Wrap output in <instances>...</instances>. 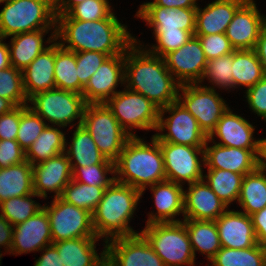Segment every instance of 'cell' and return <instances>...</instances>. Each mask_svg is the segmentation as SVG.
I'll list each match as a JSON object with an SVG mask.
<instances>
[{
	"label": "cell",
	"mask_w": 266,
	"mask_h": 266,
	"mask_svg": "<svg viewBox=\"0 0 266 266\" xmlns=\"http://www.w3.org/2000/svg\"><path fill=\"white\" fill-rule=\"evenodd\" d=\"M257 169L266 171V138L259 140L257 153Z\"/></svg>",
	"instance_id": "obj_58"
},
{
	"label": "cell",
	"mask_w": 266,
	"mask_h": 266,
	"mask_svg": "<svg viewBox=\"0 0 266 266\" xmlns=\"http://www.w3.org/2000/svg\"><path fill=\"white\" fill-rule=\"evenodd\" d=\"M137 42L134 38L125 50L126 88L144 95L159 109L178 101L180 84L167 69L164 59L149 50H141L135 45Z\"/></svg>",
	"instance_id": "obj_2"
},
{
	"label": "cell",
	"mask_w": 266,
	"mask_h": 266,
	"mask_svg": "<svg viewBox=\"0 0 266 266\" xmlns=\"http://www.w3.org/2000/svg\"><path fill=\"white\" fill-rule=\"evenodd\" d=\"M210 261L212 266H266V252L259 243L246 249L221 247Z\"/></svg>",
	"instance_id": "obj_37"
},
{
	"label": "cell",
	"mask_w": 266,
	"mask_h": 266,
	"mask_svg": "<svg viewBox=\"0 0 266 266\" xmlns=\"http://www.w3.org/2000/svg\"><path fill=\"white\" fill-rule=\"evenodd\" d=\"M16 106L8 99L0 97V116L10 112Z\"/></svg>",
	"instance_id": "obj_60"
},
{
	"label": "cell",
	"mask_w": 266,
	"mask_h": 266,
	"mask_svg": "<svg viewBox=\"0 0 266 266\" xmlns=\"http://www.w3.org/2000/svg\"><path fill=\"white\" fill-rule=\"evenodd\" d=\"M84 1L85 0H57L55 3V14H66L73 6Z\"/></svg>",
	"instance_id": "obj_57"
},
{
	"label": "cell",
	"mask_w": 266,
	"mask_h": 266,
	"mask_svg": "<svg viewBox=\"0 0 266 266\" xmlns=\"http://www.w3.org/2000/svg\"><path fill=\"white\" fill-rule=\"evenodd\" d=\"M64 153L68 156L71 167H86L93 164H115L101 154L91 134L82 124L77 125L73 133L72 143Z\"/></svg>",
	"instance_id": "obj_30"
},
{
	"label": "cell",
	"mask_w": 266,
	"mask_h": 266,
	"mask_svg": "<svg viewBox=\"0 0 266 266\" xmlns=\"http://www.w3.org/2000/svg\"><path fill=\"white\" fill-rule=\"evenodd\" d=\"M165 112H169L171 116L165 119ZM165 128L168 129V133L153 135L159 142L204 147L208 139L195 117L179 101L159 110L156 130L164 132Z\"/></svg>",
	"instance_id": "obj_11"
},
{
	"label": "cell",
	"mask_w": 266,
	"mask_h": 266,
	"mask_svg": "<svg viewBox=\"0 0 266 266\" xmlns=\"http://www.w3.org/2000/svg\"><path fill=\"white\" fill-rule=\"evenodd\" d=\"M35 196L39 197L35 193H32L3 201L0 203V214L13 226L26 221L43 209V206L32 200L31 197Z\"/></svg>",
	"instance_id": "obj_40"
},
{
	"label": "cell",
	"mask_w": 266,
	"mask_h": 266,
	"mask_svg": "<svg viewBox=\"0 0 266 266\" xmlns=\"http://www.w3.org/2000/svg\"><path fill=\"white\" fill-rule=\"evenodd\" d=\"M13 225L0 214V247L4 246L10 253L13 237Z\"/></svg>",
	"instance_id": "obj_55"
},
{
	"label": "cell",
	"mask_w": 266,
	"mask_h": 266,
	"mask_svg": "<svg viewBox=\"0 0 266 266\" xmlns=\"http://www.w3.org/2000/svg\"><path fill=\"white\" fill-rule=\"evenodd\" d=\"M52 243L49 218L43 208L26 221L14 225L10 253L21 255L32 251H42Z\"/></svg>",
	"instance_id": "obj_19"
},
{
	"label": "cell",
	"mask_w": 266,
	"mask_h": 266,
	"mask_svg": "<svg viewBox=\"0 0 266 266\" xmlns=\"http://www.w3.org/2000/svg\"><path fill=\"white\" fill-rule=\"evenodd\" d=\"M8 0H0V3H4L7 2Z\"/></svg>",
	"instance_id": "obj_61"
},
{
	"label": "cell",
	"mask_w": 266,
	"mask_h": 266,
	"mask_svg": "<svg viewBox=\"0 0 266 266\" xmlns=\"http://www.w3.org/2000/svg\"><path fill=\"white\" fill-rule=\"evenodd\" d=\"M47 125L48 124H46V122L29 107V105H21L20 124L16 141L26 152Z\"/></svg>",
	"instance_id": "obj_41"
},
{
	"label": "cell",
	"mask_w": 266,
	"mask_h": 266,
	"mask_svg": "<svg viewBox=\"0 0 266 266\" xmlns=\"http://www.w3.org/2000/svg\"><path fill=\"white\" fill-rule=\"evenodd\" d=\"M246 0H215L203 10L197 6L194 35L225 33L236 10Z\"/></svg>",
	"instance_id": "obj_25"
},
{
	"label": "cell",
	"mask_w": 266,
	"mask_h": 266,
	"mask_svg": "<svg viewBox=\"0 0 266 266\" xmlns=\"http://www.w3.org/2000/svg\"><path fill=\"white\" fill-rule=\"evenodd\" d=\"M98 237H82L54 242L64 266H104L106 264L105 247L97 254L96 241Z\"/></svg>",
	"instance_id": "obj_28"
},
{
	"label": "cell",
	"mask_w": 266,
	"mask_h": 266,
	"mask_svg": "<svg viewBox=\"0 0 266 266\" xmlns=\"http://www.w3.org/2000/svg\"><path fill=\"white\" fill-rule=\"evenodd\" d=\"M208 142L209 139L204 146V166L208 169L229 170L243 176L257 169L258 149L225 147L215 141L208 147Z\"/></svg>",
	"instance_id": "obj_20"
},
{
	"label": "cell",
	"mask_w": 266,
	"mask_h": 266,
	"mask_svg": "<svg viewBox=\"0 0 266 266\" xmlns=\"http://www.w3.org/2000/svg\"><path fill=\"white\" fill-rule=\"evenodd\" d=\"M247 215L266 207V172L256 169L243 176L239 199L237 201Z\"/></svg>",
	"instance_id": "obj_34"
},
{
	"label": "cell",
	"mask_w": 266,
	"mask_h": 266,
	"mask_svg": "<svg viewBox=\"0 0 266 266\" xmlns=\"http://www.w3.org/2000/svg\"><path fill=\"white\" fill-rule=\"evenodd\" d=\"M246 98L254 113L266 120V75L246 90Z\"/></svg>",
	"instance_id": "obj_50"
},
{
	"label": "cell",
	"mask_w": 266,
	"mask_h": 266,
	"mask_svg": "<svg viewBox=\"0 0 266 266\" xmlns=\"http://www.w3.org/2000/svg\"><path fill=\"white\" fill-rule=\"evenodd\" d=\"M141 6H161L165 8H197L196 0H154Z\"/></svg>",
	"instance_id": "obj_54"
},
{
	"label": "cell",
	"mask_w": 266,
	"mask_h": 266,
	"mask_svg": "<svg viewBox=\"0 0 266 266\" xmlns=\"http://www.w3.org/2000/svg\"><path fill=\"white\" fill-rule=\"evenodd\" d=\"M140 233L166 266H194L195 255L182 221L147 224Z\"/></svg>",
	"instance_id": "obj_6"
},
{
	"label": "cell",
	"mask_w": 266,
	"mask_h": 266,
	"mask_svg": "<svg viewBox=\"0 0 266 266\" xmlns=\"http://www.w3.org/2000/svg\"><path fill=\"white\" fill-rule=\"evenodd\" d=\"M20 124V106L0 116V140H16Z\"/></svg>",
	"instance_id": "obj_51"
},
{
	"label": "cell",
	"mask_w": 266,
	"mask_h": 266,
	"mask_svg": "<svg viewBox=\"0 0 266 266\" xmlns=\"http://www.w3.org/2000/svg\"><path fill=\"white\" fill-rule=\"evenodd\" d=\"M205 181L212 191L227 205L234 200L238 201L242 174H237L229 170L208 169V174L204 175Z\"/></svg>",
	"instance_id": "obj_38"
},
{
	"label": "cell",
	"mask_w": 266,
	"mask_h": 266,
	"mask_svg": "<svg viewBox=\"0 0 266 266\" xmlns=\"http://www.w3.org/2000/svg\"><path fill=\"white\" fill-rule=\"evenodd\" d=\"M266 74V25L262 28L254 48Z\"/></svg>",
	"instance_id": "obj_56"
},
{
	"label": "cell",
	"mask_w": 266,
	"mask_h": 266,
	"mask_svg": "<svg viewBox=\"0 0 266 266\" xmlns=\"http://www.w3.org/2000/svg\"><path fill=\"white\" fill-rule=\"evenodd\" d=\"M157 45L152 46L149 51L157 56L164 57L171 51L183 46L192 36L188 31L181 30H154Z\"/></svg>",
	"instance_id": "obj_46"
},
{
	"label": "cell",
	"mask_w": 266,
	"mask_h": 266,
	"mask_svg": "<svg viewBox=\"0 0 266 266\" xmlns=\"http://www.w3.org/2000/svg\"><path fill=\"white\" fill-rule=\"evenodd\" d=\"M32 167L34 193L41 198H46L48 191L56 193L55 198L61 197L64 188L72 180L70 160L65 153Z\"/></svg>",
	"instance_id": "obj_18"
},
{
	"label": "cell",
	"mask_w": 266,
	"mask_h": 266,
	"mask_svg": "<svg viewBox=\"0 0 266 266\" xmlns=\"http://www.w3.org/2000/svg\"><path fill=\"white\" fill-rule=\"evenodd\" d=\"M152 146L131 136L115 162V181L140 190L166 180L165 165L159 141L152 136ZM120 176V177H119Z\"/></svg>",
	"instance_id": "obj_3"
},
{
	"label": "cell",
	"mask_w": 266,
	"mask_h": 266,
	"mask_svg": "<svg viewBox=\"0 0 266 266\" xmlns=\"http://www.w3.org/2000/svg\"><path fill=\"white\" fill-rule=\"evenodd\" d=\"M0 97L10 100L15 106L28 105L22 71L13 66L0 70Z\"/></svg>",
	"instance_id": "obj_42"
},
{
	"label": "cell",
	"mask_w": 266,
	"mask_h": 266,
	"mask_svg": "<svg viewBox=\"0 0 266 266\" xmlns=\"http://www.w3.org/2000/svg\"><path fill=\"white\" fill-rule=\"evenodd\" d=\"M163 59L167 69L180 85L203 82L208 60L197 36H191L183 46L169 52Z\"/></svg>",
	"instance_id": "obj_15"
},
{
	"label": "cell",
	"mask_w": 266,
	"mask_h": 266,
	"mask_svg": "<svg viewBox=\"0 0 266 266\" xmlns=\"http://www.w3.org/2000/svg\"><path fill=\"white\" fill-rule=\"evenodd\" d=\"M59 38L62 39L59 44L67 50L101 52L109 57L125 54L127 47L134 41L114 13L96 21L71 19L66 14L56 15L55 40ZM66 42L69 43L67 46Z\"/></svg>",
	"instance_id": "obj_1"
},
{
	"label": "cell",
	"mask_w": 266,
	"mask_h": 266,
	"mask_svg": "<svg viewBox=\"0 0 266 266\" xmlns=\"http://www.w3.org/2000/svg\"><path fill=\"white\" fill-rule=\"evenodd\" d=\"M55 42L40 53L23 71V88L26 97L56 88L54 78Z\"/></svg>",
	"instance_id": "obj_26"
},
{
	"label": "cell",
	"mask_w": 266,
	"mask_h": 266,
	"mask_svg": "<svg viewBox=\"0 0 266 266\" xmlns=\"http://www.w3.org/2000/svg\"><path fill=\"white\" fill-rule=\"evenodd\" d=\"M182 222L186 225L194 255L198 250L202 254L206 253L210 261L221 249L215 221L184 219Z\"/></svg>",
	"instance_id": "obj_32"
},
{
	"label": "cell",
	"mask_w": 266,
	"mask_h": 266,
	"mask_svg": "<svg viewBox=\"0 0 266 266\" xmlns=\"http://www.w3.org/2000/svg\"><path fill=\"white\" fill-rule=\"evenodd\" d=\"M195 36L198 37L207 60L226 56L235 51L225 33Z\"/></svg>",
	"instance_id": "obj_48"
},
{
	"label": "cell",
	"mask_w": 266,
	"mask_h": 266,
	"mask_svg": "<svg viewBox=\"0 0 266 266\" xmlns=\"http://www.w3.org/2000/svg\"><path fill=\"white\" fill-rule=\"evenodd\" d=\"M42 250H44L45 253L43 252L42 256L36 260L34 266H64L57 249L52 244Z\"/></svg>",
	"instance_id": "obj_53"
},
{
	"label": "cell",
	"mask_w": 266,
	"mask_h": 266,
	"mask_svg": "<svg viewBox=\"0 0 266 266\" xmlns=\"http://www.w3.org/2000/svg\"><path fill=\"white\" fill-rule=\"evenodd\" d=\"M76 69L79 82L85 87L90 77L97 71L102 63L109 57L101 52L83 51L75 52Z\"/></svg>",
	"instance_id": "obj_47"
},
{
	"label": "cell",
	"mask_w": 266,
	"mask_h": 266,
	"mask_svg": "<svg viewBox=\"0 0 266 266\" xmlns=\"http://www.w3.org/2000/svg\"><path fill=\"white\" fill-rule=\"evenodd\" d=\"M74 51L55 43L54 78L56 88L82 94L84 86L79 82Z\"/></svg>",
	"instance_id": "obj_35"
},
{
	"label": "cell",
	"mask_w": 266,
	"mask_h": 266,
	"mask_svg": "<svg viewBox=\"0 0 266 266\" xmlns=\"http://www.w3.org/2000/svg\"><path fill=\"white\" fill-rule=\"evenodd\" d=\"M43 208L49 218L53 243L82 237H97L91 212L76 207L61 197H54L51 205H44Z\"/></svg>",
	"instance_id": "obj_10"
},
{
	"label": "cell",
	"mask_w": 266,
	"mask_h": 266,
	"mask_svg": "<svg viewBox=\"0 0 266 266\" xmlns=\"http://www.w3.org/2000/svg\"><path fill=\"white\" fill-rule=\"evenodd\" d=\"M52 27L54 30L48 43L56 42L55 3L51 0H8L0 12L2 39L20 33L49 30Z\"/></svg>",
	"instance_id": "obj_5"
},
{
	"label": "cell",
	"mask_w": 266,
	"mask_h": 266,
	"mask_svg": "<svg viewBox=\"0 0 266 266\" xmlns=\"http://www.w3.org/2000/svg\"><path fill=\"white\" fill-rule=\"evenodd\" d=\"M118 82L125 83V54L108 57L90 77L82 95L87 104L105 103L117 93Z\"/></svg>",
	"instance_id": "obj_16"
},
{
	"label": "cell",
	"mask_w": 266,
	"mask_h": 266,
	"mask_svg": "<svg viewBox=\"0 0 266 266\" xmlns=\"http://www.w3.org/2000/svg\"><path fill=\"white\" fill-rule=\"evenodd\" d=\"M107 187H97L71 180L64 188L61 198L91 213L96 209Z\"/></svg>",
	"instance_id": "obj_39"
},
{
	"label": "cell",
	"mask_w": 266,
	"mask_h": 266,
	"mask_svg": "<svg viewBox=\"0 0 266 266\" xmlns=\"http://www.w3.org/2000/svg\"><path fill=\"white\" fill-rule=\"evenodd\" d=\"M232 75L234 86H254L266 74L254 49L233 52Z\"/></svg>",
	"instance_id": "obj_36"
},
{
	"label": "cell",
	"mask_w": 266,
	"mask_h": 266,
	"mask_svg": "<svg viewBox=\"0 0 266 266\" xmlns=\"http://www.w3.org/2000/svg\"><path fill=\"white\" fill-rule=\"evenodd\" d=\"M26 161L25 151L16 140H0V168H7Z\"/></svg>",
	"instance_id": "obj_49"
},
{
	"label": "cell",
	"mask_w": 266,
	"mask_h": 266,
	"mask_svg": "<svg viewBox=\"0 0 266 266\" xmlns=\"http://www.w3.org/2000/svg\"><path fill=\"white\" fill-rule=\"evenodd\" d=\"M108 0H85L73 6L66 15L71 19L96 21L112 15Z\"/></svg>",
	"instance_id": "obj_45"
},
{
	"label": "cell",
	"mask_w": 266,
	"mask_h": 266,
	"mask_svg": "<svg viewBox=\"0 0 266 266\" xmlns=\"http://www.w3.org/2000/svg\"><path fill=\"white\" fill-rule=\"evenodd\" d=\"M215 224L221 247L246 249L258 243L251 217L241 211L226 210Z\"/></svg>",
	"instance_id": "obj_22"
},
{
	"label": "cell",
	"mask_w": 266,
	"mask_h": 266,
	"mask_svg": "<svg viewBox=\"0 0 266 266\" xmlns=\"http://www.w3.org/2000/svg\"><path fill=\"white\" fill-rule=\"evenodd\" d=\"M72 180L97 187H109L115 181L114 177H107L110 172L115 174V164H93L86 167H71Z\"/></svg>",
	"instance_id": "obj_43"
},
{
	"label": "cell",
	"mask_w": 266,
	"mask_h": 266,
	"mask_svg": "<svg viewBox=\"0 0 266 266\" xmlns=\"http://www.w3.org/2000/svg\"><path fill=\"white\" fill-rule=\"evenodd\" d=\"M257 241L260 245L266 243V207L250 215Z\"/></svg>",
	"instance_id": "obj_52"
},
{
	"label": "cell",
	"mask_w": 266,
	"mask_h": 266,
	"mask_svg": "<svg viewBox=\"0 0 266 266\" xmlns=\"http://www.w3.org/2000/svg\"><path fill=\"white\" fill-rule=\"evenodd\" d=\"M141 196L140 190L116 181L107 187L92 213L96 236L105 237L106 243L114 238L137 234L128 224Z\"/></svg>",
	"instance_id": "obj_4"
},
{
	"label": "cell",
	"mask_w": 266,
	"mask_h": 266,
	"mask_svg": "<svg viewBox=\"0 0 266 266\" xmlns=\"http://www.w3.org/2000/svg\"><path fill=\"white\" fill-rule=\"evenodd\" d=\"M266 17L260 15L253 0H246L235 12L225 32L235 50L254 49Z\"/></svg>",
	"instance_id": "obj_17"
},
{
	"label": "cell",
	"mask_w": 266,
	"mask_h": 266,
	"mask_svg": "<svg viewBox=\"0 0 266 266\" xmlns=\"http://www.w3.org/2000/svg\"><path fill=\"white\" fill-rule=\"evenodd\" d=\"M32 193L33 167L27 160L14 166L0 168V203L9 198Z\"/></svg>",
	"instance_id": "obj_29"
},
{
	"label": "cell",
	"mask_w": 266,
	"mask_h": 266,
	"mask_svg": "<svg viewBox=\"0 0 266 266\" xmlns=\"http://www.w3.org/2000/svg\"><path fill=\"white\" fill-rule=\"evenodd\" d=\"M254 126L243 117L232 113L231 109L221 116L217 122L216 128L210 133L208 139L214 140L218 136L221 142L216 144L225 147H234L241 149H258L259 140H254Z\"/></svg>",
	"instance_id": "obj_23"
},
{
	"label": "cell",
	"mask_w": 266,
	"mask_h": 266,
	"mask_svg": "<svg viewBox=\"0 0 266 266\" xmlns=\"http://www.w3.org/2000/svg\"><path fill=\"white\" fill-rule=\"evenodd\" d=\"M233 53L207 61L204 77L220 88H234L232 75Z\"/></svg>",
	"instance_id": "obj_44"
},
{
	"label": "cell",
	"mask_w": 266,
	"mask_h": 266,
	"mask_svg": "<svg viewBox=\"0 0 266 266\" xmlns=\"http://www.w3.org/2000/svg\"><path fill=\"white\" fill-rule=\"evenodd\" d=\"M105 257L107 266H166L141 233L109 240Z\"/></svg>",
	"instance_id": "obj_14"
},
{
	"label": "cell",
	"mask_w": 266,
	"mask_h": 266,
	"mask_svg": "<svg viewBox=\"0 0 266 266\" xmlns=\"http://www.w3.org/2000/svg\"><path fill=\"white\" fill-rule=\"evenodd\" d=\"M188 185V192L184 191V219L215 221L227 210L204 179Z\"/></svg>",
	"instance_id": "obj_21"
},
{
	"label": "cell",
	"mask_w": 266,
	"mask_h": 266,
	"mask_svg": "<svg viewBox=\"0 0 266 266\" xmlns=\"http://www.w3.org/2000/svg\"><path fill=\"white\" fill-rule=\"evenodd\" d=\"M48 31L37 30L13 35L11 45H8L11 66L23 71L40 53L47 49L48 47L43 45V34Z\"/></svg>",
	"instance_id": "obj_31"
},
{
	"label": "cell",
	"mask_w": 266,
	"mask_h": 266,
	"mask_svg": "<svg viewBox=\"0 0 266 266\" xmlns=\"http://www.w3.org/2000/svg\"><path fill=\"white\" fill-rule=\"evenodd\" d=\"M165 165L166 180L177 184L187 181L188 184L204 179L202 164H204V147L170 142H159ZM202 154V159L198 155Z\"/></svg>",
	"instance_id": "obj_13"
},
{
	"label": "cell",
	"mask_w": 266,
	"mask_h": 266,
	"mask_svg": "<svg viewBox=\"0 0 266 266\" xmlns=\"http://www.w3.org/2000/svg\"><path fill=\"white\" fill-rule=\"evenodd\" d=\"M154 194L157 213L149 215L147 224L181 222L174 217L184 213V190L182 184L163 181L150 186Z\"/></svg>",
	"instance_id": "obj_27"
},
{
	"label": "cell",
	"mask_w": 266,
	"mask_h": 266,
	"mask_svg": "<svg viewBox=\"0 0 266 266\" xmlns=\"http://www.w3.org/2000/svg\"><path fill=\"white\" fill-rule=\"evenodd\" d=\"M154 30H186L192 36L195 32L196 8H165L161 6H140L136 14Z\"/></svg>",
	"instance_id": "obj_24"
},
{
	"label": "cell",
	"mask_w": 266,
	"mask_h": 266,
	"mask_svg": "<svg viewBox=\"0 0 266 266\" xmlns=\"http://www.w3.org/2000/svg\"><path fill=\"white\" fill-rule=\"evenodd\" d=\"M105 104L130 136H136L130 128H157L160 109L142 94L126 88L110 97Z\"/></svg>",
	"instance_id": "obj_9"
},
{
	"label": "cell",
	"mask_w": 266,
	"mask_h": 266,
	"mask_svg": "<svg viewBox=\"0 0 266 266\" xmlns=\"http://www.w3.org/2000/svg\"><path fill=\"white\" fill-rule=\"evenodd\" d=\"M180 89L182 95L178 93V101L195 117L199 127L209 136L229 107L214 87L199 86V83H196L180 85Z\"/></svg>",
	"instance_id": "obj_12"
},
{
	"label": "cell",
	"mask_w": 266,
	"mask_h": 266,
	"mask_svg": "<svg viewBox=\"0 0 266 266\" xmlns=\"http://www.w3.org/2000/svg\"><path fill=\"white\" fill-rule=\"evenodd\" d=\"M66 144L65 134L58 128L47 125L25 152V159L31 165L43 162L64 153Z\"/></svg>",
	"instance_id": "obj_33"
},
{
	"label": "cell",
	"mask_w": 266,
	"mask_h": 266,
	"mask_svg": "<svg viewBox=\"0 0 266 266\" xmlns=\"http://www.w3.org/2000/svg\"><path fill=\"white\" fill-rule=\"evenodd\" d=\"M28 102L37 115L59 127H67L78 118V125H81L87 105L82 94L59 88L38 92Z\"/></svg>",
	"instance_id": "obj_8"
},
{
	"label": "cell",
	"mask_w": 266,
	"mask_h": 266,
	"mask_svg": "<svg viewBox=\"0 0 266 266\" xmlns=\"http://www.w3.org/2000/svg\"><path fill=\"white\" fill-rule=\"evenodd\" d=\"M3 39L0 38V70L7 69L11 66L9 47L6 43L2 42Z\"/></svg>",
	"instance_id": "obj_59"
},
{
	"label": "cell",
	"mask_w": 266,
	"mask_h": 266,
	"mask_svg": "<svg viewBox=\"0 0 266 266\" xmlns=\"http://www.w3.org/2000/svg\"><path fill=\"white\" fill-rule=\"evenodd\" d=\"M82 125L91 134L101 154L114 163L131 137L105 103L87 104Z\"/></svg>",
	"instance_id": "obj_7"
}]
</instances>
